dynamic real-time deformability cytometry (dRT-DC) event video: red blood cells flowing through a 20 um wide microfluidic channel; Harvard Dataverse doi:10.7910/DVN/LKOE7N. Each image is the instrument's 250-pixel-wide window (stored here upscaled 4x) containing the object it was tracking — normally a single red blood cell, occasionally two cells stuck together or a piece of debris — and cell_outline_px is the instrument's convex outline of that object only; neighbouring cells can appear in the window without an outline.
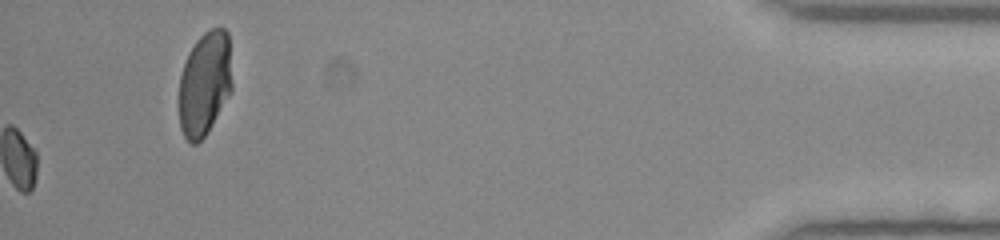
{"species": "human", "species_latin": "Homo sapiens", "temperature_condition": "room temperature", "stored_images_in_passage": 49, "camera_frame_rate_fps": 3000, "um_per_image_px": 0.085, "donor": {"sex": "female"}, "frame": {"image": 1, "passage_image": 49, "time_ms": 16.0, "image_size_px": [1000, 240], "cell_outline_px": [[232, 88], [204, 136], [196, 144], [192, 144], [184, 136], [180, 128], [180, 76], [188, 52], [196, 40], [204, 32], [212, 28], [224, 28], [228, 32], [232, 84]], "centroid_in_image_um": [17.39, 7.06], "position_along_channel_um": 417.8, "area_um2": 31.67}}